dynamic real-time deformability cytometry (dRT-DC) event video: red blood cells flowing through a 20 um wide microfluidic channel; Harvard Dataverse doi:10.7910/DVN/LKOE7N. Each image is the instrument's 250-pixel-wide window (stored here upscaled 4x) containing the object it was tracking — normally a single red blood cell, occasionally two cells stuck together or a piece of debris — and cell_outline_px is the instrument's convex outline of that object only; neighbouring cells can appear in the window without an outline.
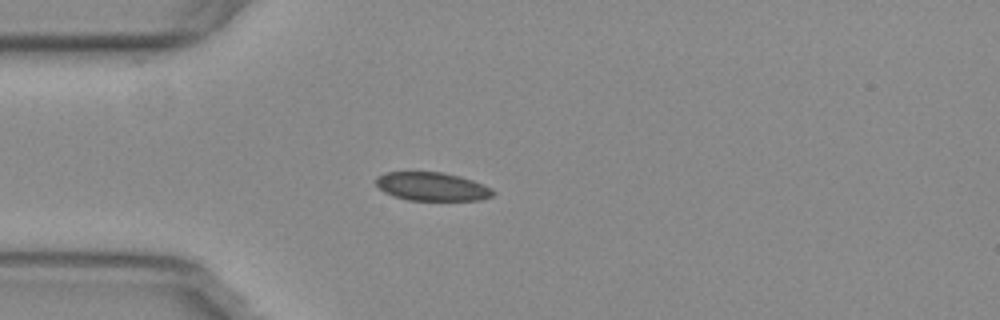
{"species": "common noctule bat (a hibernating species)", "species_latin": "Nyctalus noctula", "temperature_condition": "warm", "stored_images_in_passage": 41, "camera_frame_rate_fps": 3000, "um_per_image_px": 0.085, "animal": {"sex": "female", "body_mass_g": 29.2, "forearm_length_mm": 56.3}, "frame": {"image": 1, "passage_image": 1, "time_ms": 0.0, "image_size_px": [1000, 320], "cell_outline_px": [[496, 192], [492, 196], [480, 200], [408, 200], [392, 196], [384, 192], [376, 184], [376, 176], [384, 172], [440, 172], [460, 176], [472, 180], [492, 188]], "centroid_in_image_um": [36.71, 15.86], "position_along_channel_um": 48.3, "area_um2": 19.48}}
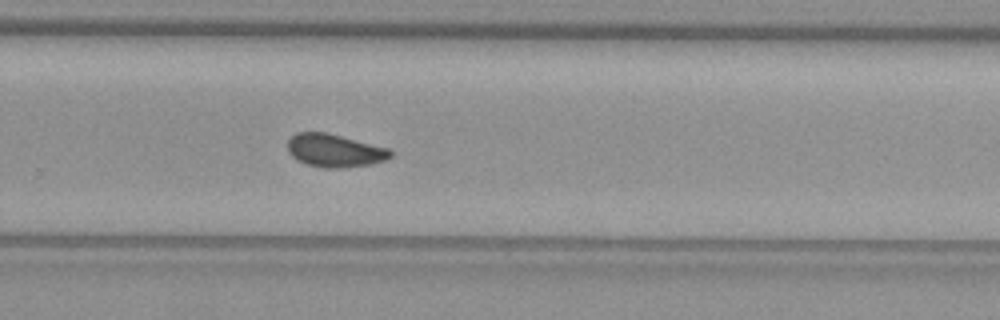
{"frame": {"image": 2, "passage_image": 22, "time_ms": 7.0, "image_size_px": [1000, 320], "cell_outline_px": [[392, 156], [384, 160], [372, 164], [340, 168], [324, 168], [308, 164], [296, 160], [288, 152], [288, 140], [296, 132], [324, 132], [388, 148], [392, 152]], "centroid_in_image_um": [28.42, 12.8], "position_along_channel_um": 301.4, "area_um2": 19.59}}
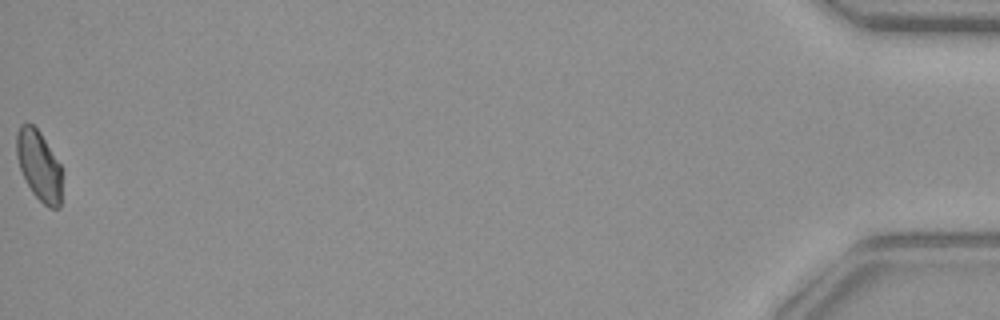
{"frame": {"image": 3, "passage_image": 41, "time_ms": 13.333, "image_size_px": [1000, 320], "cell_outline_px": [[60, 208], [48, 208], [32, 192], [20, 168], [16, 156], [16, 132], [20, 124], [32, 124], [40, 132], [60, 164]], "centroid_in_image_um": [3.28, 14.05], "position_along_channel_um": 431.9, "area_um2": 18.21}, "authors_computed_cell_mechanics": {"area_um2": 19.652, "velocity_mm_per_s": 3.7819, "shape_relaxation_time_tau1_ms": null, "shape_relaxation_time_tau2_ms": 1.1085, "deformation_change_tau1": null, "deformation_change_tau2": 0.0461}}